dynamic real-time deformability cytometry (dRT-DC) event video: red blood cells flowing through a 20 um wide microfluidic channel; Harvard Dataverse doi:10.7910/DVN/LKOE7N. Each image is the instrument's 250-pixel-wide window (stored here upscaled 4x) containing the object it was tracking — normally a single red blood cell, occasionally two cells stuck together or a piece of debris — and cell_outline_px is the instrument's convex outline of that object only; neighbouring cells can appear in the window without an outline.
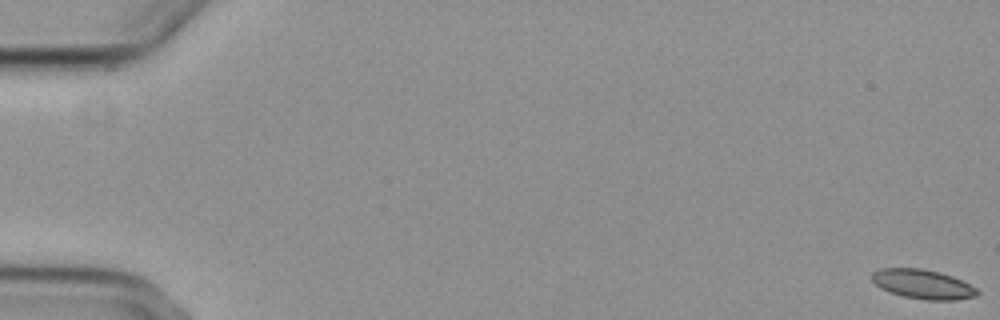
{"species": "common noctule bat (a hibernating species)", "species_latin": "Nyctalus noctula", "temperature_condition": "cold", "stored_images_in_passage": 5, "camera_frame_rate_fps": 3000, "um_per_image_px": 0.085, "animal": {"sex": "female", "body_mass_g": 29.2, "forearm_length_mm": 56.3}, "frame": {"image": 1, "passage_image": 1, "time_ms": 0.0, "image_size_px": [1000, 320], "cell_outline_px": [[980, 292], [976, 296], [956, 300], [924, 300], [904, 296], [880, 288], [872, 280], [872, 272], [880, 268], [920, 268], [940, 272], [952, 276], [976, 288]], "centroid_in_image_um": [78.44, 24.15], "position_along_channel_um": 6.6, "area_um2": 17.92}}
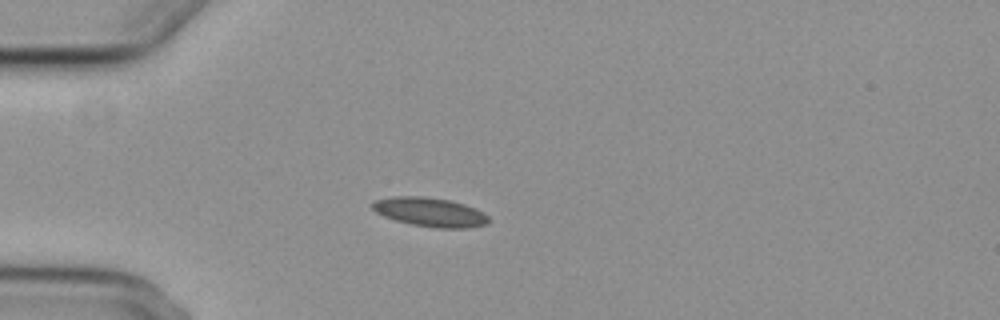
{"frame": {"image": 2, "passage_image": 5, "time_ms": 5.333, "image_size_px": [1000, 320], "cell_outline_px": [[488, 224], [468, 228], [436, 228], [412, 224], [396, 220], [384, 216], [376, 212], [368, 204], [372, 200], [392, 196], [424, 196], [448, 200], [464, 204], [476, 208], [484, 212], [488, 216]], "centroid_in_image_um": [36.52, 18.02], "position_along_channel_um": 48.5, "area_um2": 19.88}}